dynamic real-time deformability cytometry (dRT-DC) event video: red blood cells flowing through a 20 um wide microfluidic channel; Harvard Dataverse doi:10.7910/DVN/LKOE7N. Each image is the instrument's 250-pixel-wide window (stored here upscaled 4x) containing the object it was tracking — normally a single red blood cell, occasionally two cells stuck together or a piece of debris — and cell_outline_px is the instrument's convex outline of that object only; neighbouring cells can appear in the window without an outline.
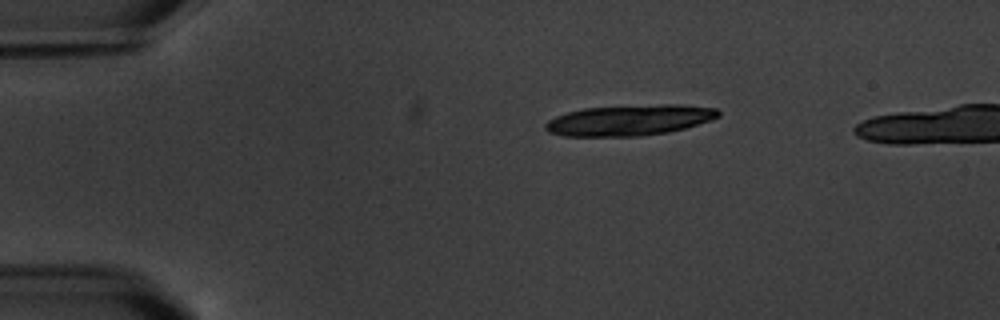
{"species": "common noctule bat (a hibernating species)", "species_latin": "Nyctalus noctula", "temperature_condition": "warm", "stored_images_in_passage": 4, "camera_frame_rate_fps": 3000, "um_per_image_px": 0.085, "animal": {"sex": "male", "body_mass_g": 20.1, "forearm_length_mm": 53.5}, "frame": {"image": 1, "passage_image": 1, "time_ms": 0.0, "image_size_px": [1000, 320], "cell_outline_px": [[720, 116], [712, 120], [684, 128], [668, 132], [640, 136], [564, 136], [548, 132], [544, 128], [544, 124], [548, 120], [556, 116], [568, 112], [584, 108], [660, 104], [680, 104], [716, 108], [720, 112]], "centroid_in_image_um": [53.51, 10.21], "position_along_channel_um": 31.5, "area_um2": 31.04}}